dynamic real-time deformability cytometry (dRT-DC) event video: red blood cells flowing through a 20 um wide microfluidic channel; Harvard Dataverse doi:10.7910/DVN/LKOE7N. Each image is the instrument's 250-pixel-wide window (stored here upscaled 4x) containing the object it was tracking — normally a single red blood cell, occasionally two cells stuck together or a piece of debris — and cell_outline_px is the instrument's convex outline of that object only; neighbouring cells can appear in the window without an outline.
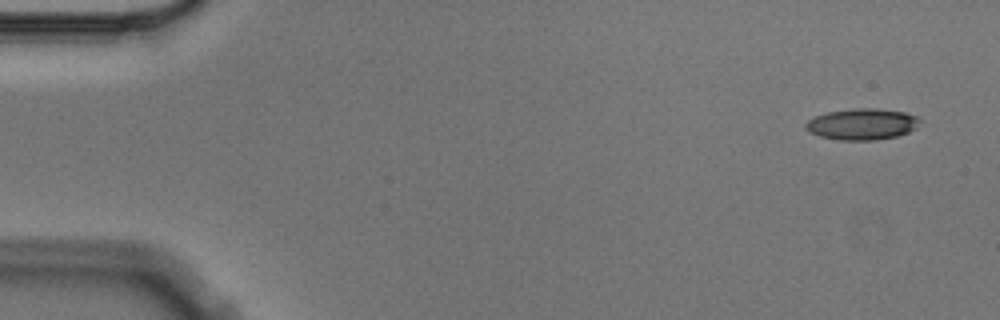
{"species": "Egyptian fruit bat (a non-hibernating species)", "species_latin": "Rousettus aegyptiacus", "temperature_condition": "cold", "stored_images_in_passage": 4, "camera_frame_rate_fps": 3000, "um_per_image_px": 0.085, "animal": {"sex": "male"}, "frame": {"image": 1, "passage_image": 1, "time_ms": 0.0, "image_size_px": [1000, 320], "cell_outline_px": [[920, 120], [916, 128], [908, 132], [896, 136], [876, 140], [840, 140], [820, 136], [808, 132], [804, 128], [804, 124], [808, 120], [816, 116], [828, 112], [856, 108], [876, 108], [904, 112], [916, 116]], "centroid_in_image_um": [73.25, 10.55], "position_along_channel_um": 11.7, "area_um2": 20.75}}
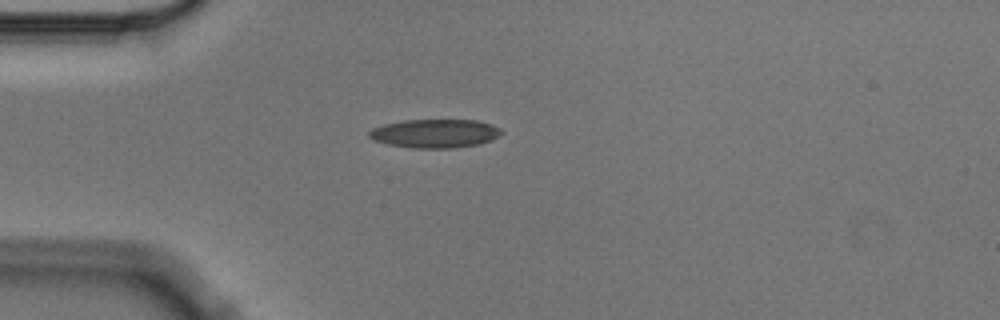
{"frame": {"image": 2, "passage_image": 4, "time_ms": 1.0, "image_size_px": [1000, 320], "cell_outline_px": [[504, 132], [492, 140], [480, 144], [452, 148], [412, 148], [388, 144], [372, 140], [368, 136], [368, 132], [372, 128], [384, 124], [404, 120], [476, 120], [492, 124], [500, 128]], "centroid_in_image_um": [36.98, 11.34], "position_along_channel_um": 48.0, "area_um2": 22.25}}